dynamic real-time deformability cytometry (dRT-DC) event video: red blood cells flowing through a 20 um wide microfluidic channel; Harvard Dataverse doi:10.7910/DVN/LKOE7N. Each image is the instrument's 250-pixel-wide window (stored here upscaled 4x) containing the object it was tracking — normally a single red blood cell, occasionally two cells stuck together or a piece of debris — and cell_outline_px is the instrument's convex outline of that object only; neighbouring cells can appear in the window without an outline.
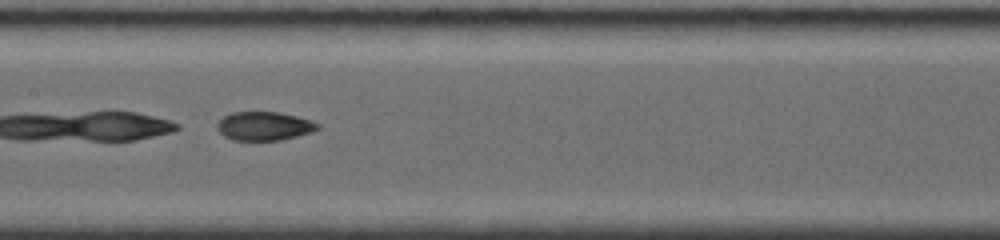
{"species": "common noctule bat (a hibernating species)", "species_latin": "Nyctalus noctula", "temperature_condition": "room temperature", "stored_images_in_passage": 18, "camera_frame_rate_fps": 4000, "um_per_image_px": 0.085, "animal": {"sex": "female", "body_mass_g": 19.0, "forearm_length_mm": 56.7}, "frame": {"image": 1, "passage_image": 13, "time_ms": 3.0, "image_size_px": [1000, 240], "cell_outline_px": [[320, 128], [296, 136], [280, 140], [232, 140], [224, 136], [216, 128], [216, 124], [224, 116], [232, 112], [280, 112], [296, 116], [320, 124]], "centroid_in_image_um": [22.41, 10.71], "position_along_channel_um": 185.0, "area_um2": 16.65}}